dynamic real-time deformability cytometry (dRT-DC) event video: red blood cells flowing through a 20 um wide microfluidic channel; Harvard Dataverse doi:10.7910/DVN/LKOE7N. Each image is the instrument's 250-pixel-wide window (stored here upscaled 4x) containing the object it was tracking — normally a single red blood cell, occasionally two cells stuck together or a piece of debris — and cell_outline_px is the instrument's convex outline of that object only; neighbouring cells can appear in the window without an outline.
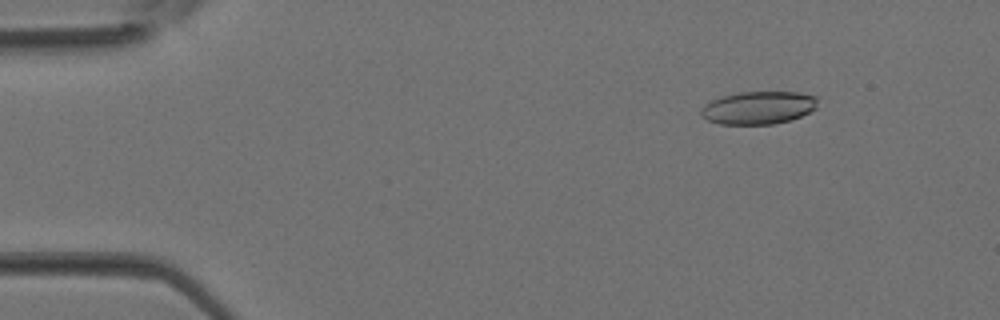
{"species": "Egyptian fruit bat (a non-hibernating species)", "species_latin": "Rousettus aegyptiacus", "temperature_condition": "room temperature", "stored_images_in_passage": 15, "camera_frame_rate_fps": 3000, "um_per_image_px": 0.085, "animal": {"sex": "female"}, "frame": {"image": 1, "passage_image": 5, "time_ms": 1.333, "image_size_px": [1000, 320], "cell_outline_px": [[816, 108], [800, 116], [788, 120], [772, 124], [720, 124], [708, 120], [700, 116], [700, 112], [704, 104], [720, 96], [740, 92], [796, 92], [816, 96]], "centroid_in_image_um": [64.41, 9.15], "position_along_channel_um": 20.6, "area_um2": 22.2}}
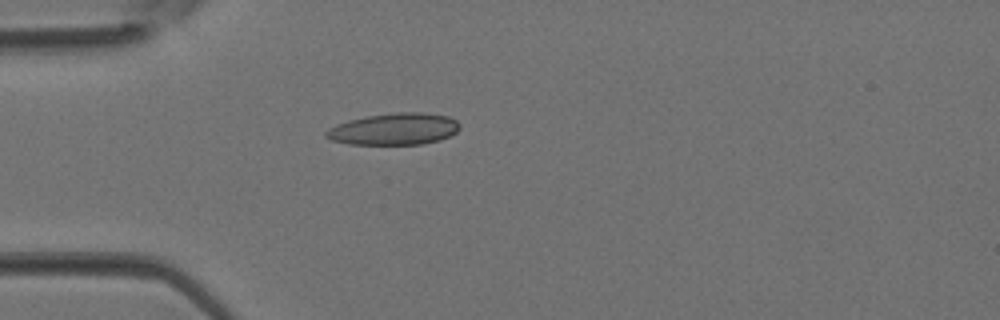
{"frame": {"image": 2, "passage_image": 11, "time_ms": 3.333, "image_size_px": [1000, 320], "cell_outline_px": [[460, 128], [456, 132], [440, 140], [420, 144], [348, 144], [332, 140], [324, 136], [324, 132], [328, 128], [336, 124], [348, 120], [368, 116], [396, 112], [424, 112], [448, 116], [456, 120], [460, 124]], "centroid_in_image_um": [33.49, 10.96], "position_along_channel_um": 51.5, "area_um2": 24.8}}
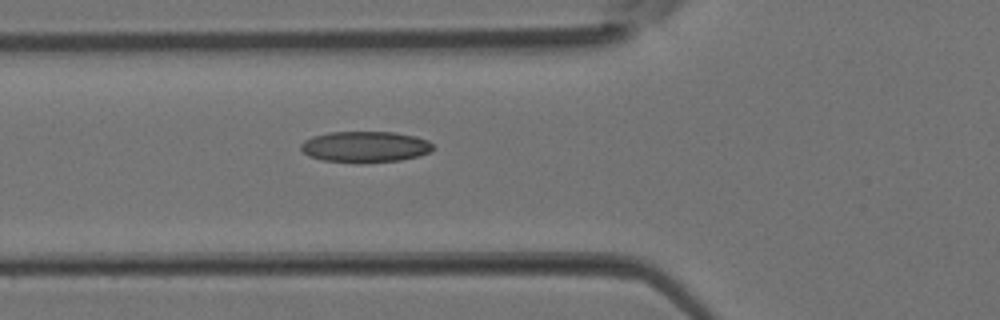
{"frame": {"image": 3, "passage_image": 14, "time_ms": 4.333, "image_size_px": [1000, 320], "cell_outline_px": [[432, 148], [428, 152], [416, 156], [400, 160], [324, 160], [308, 156], [300, 148], [300, 144], [304, 140], [312, 136], [332, 132], [392, 132], [416, 136], [428, 140], [432, 144]], "centroid_in_image_um": [31.01, 12.43], "position_along_channel_um": 94.8, "area_um2": 22.89}}